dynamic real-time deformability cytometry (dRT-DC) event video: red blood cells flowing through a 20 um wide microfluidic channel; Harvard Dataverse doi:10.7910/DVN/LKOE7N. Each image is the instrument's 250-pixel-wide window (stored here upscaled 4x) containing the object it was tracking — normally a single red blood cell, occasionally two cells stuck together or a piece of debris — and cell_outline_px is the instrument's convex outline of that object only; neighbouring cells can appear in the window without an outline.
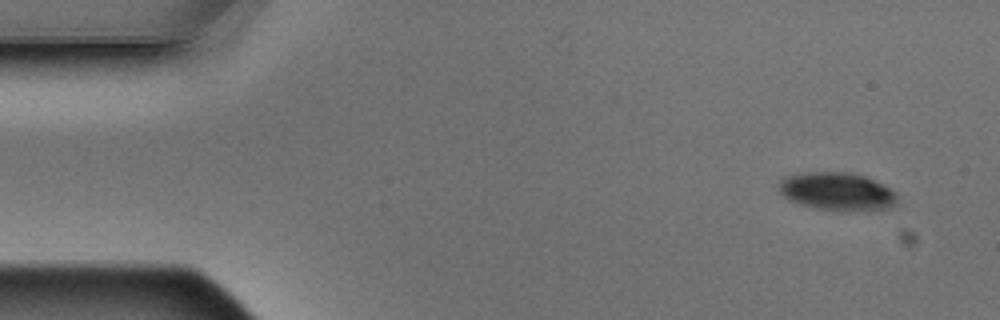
{"species": "Egyptian fruit bat (a non-hibernating species)", "species_latin": "Rousettus aegyptiacus", "temperature_condition": "warm", "stored_images_in_passage": 3, "camera_frame_rate_fps": 3000, "um_per_image_px": 0.085, "animal": {"sex": "male"}, "frame": {"image": 1, "passage_image": 1, "time_ms": 0.0, "image_size_px": [1000, 320], "cell_outline_px": [[900, 204], [892, 208], [848, 212], [816, 208], [800, 204], [788, 200], [780, 192], [780, 180], [784, 176], [804, 172], [856, 172], [896, 192]], "centroid_in_image_um": [71.19, 16.29], "position_along_channel_um": 13.8, "area_um2": 26.65}}
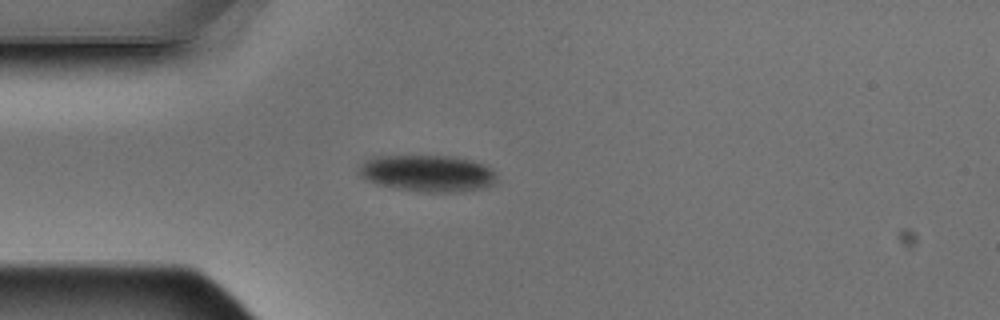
{"frame": {"image": 2, "passage_image": 3, "time_ms": 0.667, "image_size_px": [1000, 320], "cell_outline_px": [[496, 176], [492, 184], [480, 188], [464, 192], [420, 192], [376, 184], [360, 176], [356, 172], [356, 168], [364, 160], [372, 156], [456, 156], [472, 160], [492, 168], [496, 172]], "centroid_in_image_um": [36.29, 14.72], "position_along_channel_um": 48.7, "area_um2": 29.77}}